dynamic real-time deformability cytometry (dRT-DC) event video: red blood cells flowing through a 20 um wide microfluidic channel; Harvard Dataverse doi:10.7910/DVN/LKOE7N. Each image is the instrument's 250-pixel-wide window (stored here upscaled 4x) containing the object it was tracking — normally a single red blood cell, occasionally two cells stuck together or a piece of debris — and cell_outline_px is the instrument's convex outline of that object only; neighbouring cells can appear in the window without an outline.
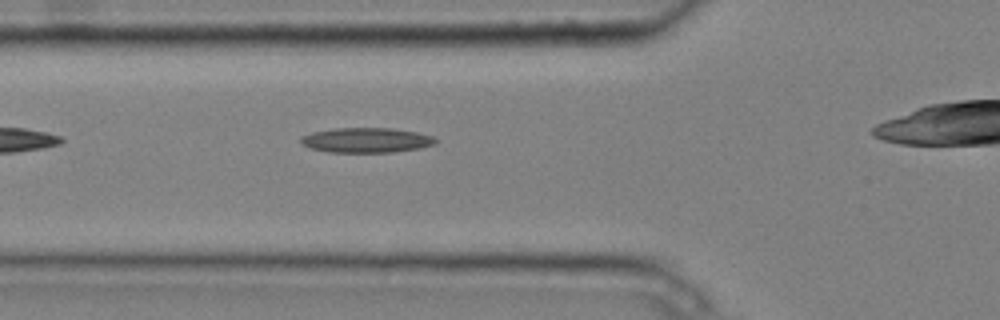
{"species": "common noctule bat (a hibernating species)", "species_latin": "Nyctalus noctula", "temperature_condition": "cold", "stored_images_in_passage": 11, "camera_frame_rate_fps": 3000, "um_per_image_px": 0.085, "animal": {"sex": "male", "body_mass_g": 20.4}, "frame": {"image": 1, "passage_image": 4, "time_ms": 1.0, "image_size_px": [1000, 320], "cell_outline_px": [[436, 144], [420, 148], [392, 152], [328, 152], [312, 148], [300, 144], [300, 136], [312, 132], [332, 128], [392, 128], [416, 132], [432, 136], [436, 140]], "centroid_in_image_um": [31.1, 11.91], "position_along_channel_um": 94.7, "area_um2": 19.59}}
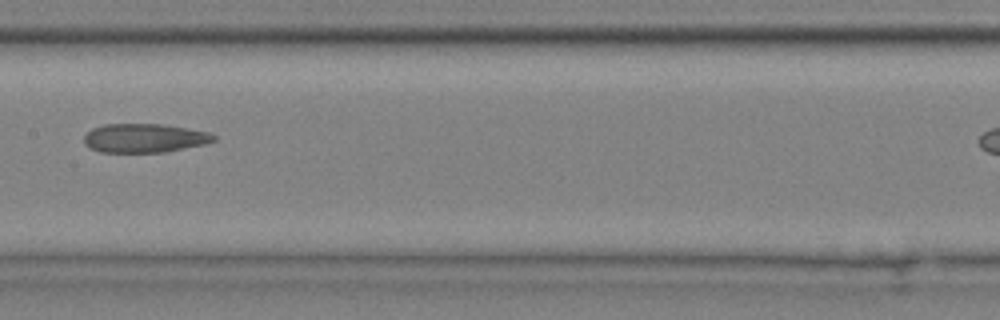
{"frame": {"image": 2, "passage_image": 8, "time_ms": 2.333, "image_size_px": [1000, 320], "cell_outline_px": [[216, 140], [204, 144], [164, 152], [100, 152], [88, 148], [84, 144], [84, 136], [92, 128], [104, 124], [164, 124], [188, 128], [208, 132], [216, 136]], "centroid_in_image_um": [12.25, 11.73], "position_along_channel_um": 195.1, "area_um2": 21.91}}
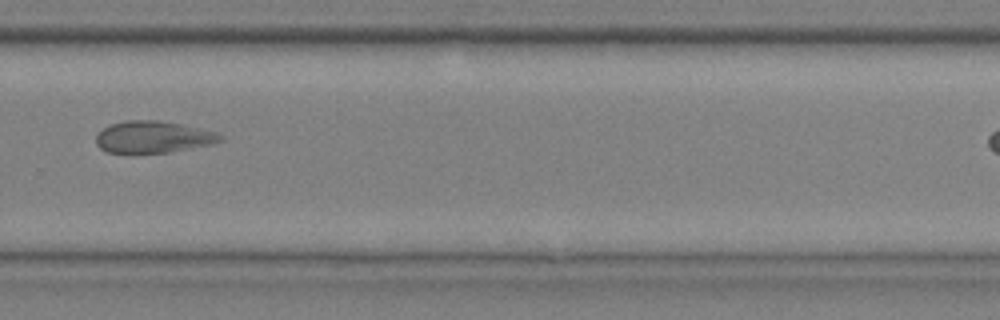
{"frame": {"image": 3, "passage_image": 11, "time_ms": 3.333, "image_size_px": [1000, 320], "cell_outline_px": [[224, 140], [212, 144], [168, 152], [108, 152], [100, 148], [96, 144], [96, 136], [108, 124], [124, 120], [160, 120], [180, 124], [216, 132], [224, 136]], "centroid_in_image_um": [13.02, 11.63], "position_along_channel_um": 316.8, "area_um2": 22.89}}